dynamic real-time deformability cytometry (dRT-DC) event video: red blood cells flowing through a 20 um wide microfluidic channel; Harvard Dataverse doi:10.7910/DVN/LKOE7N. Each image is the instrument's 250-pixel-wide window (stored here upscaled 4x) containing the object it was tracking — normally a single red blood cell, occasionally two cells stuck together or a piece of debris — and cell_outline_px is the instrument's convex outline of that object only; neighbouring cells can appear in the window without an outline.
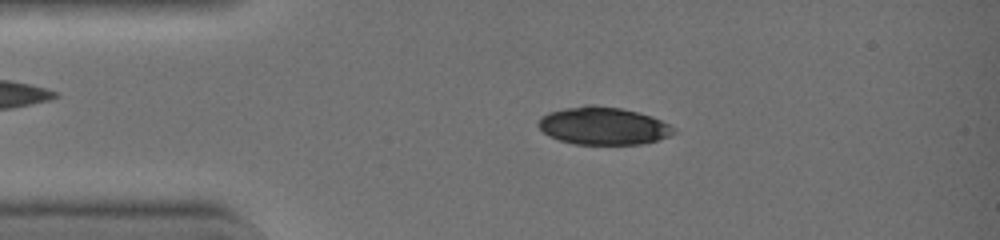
{"species": "common noctule bat (a hibernating species)", "species_latin": "Nyctalus noctula", "temperature_condition": "warm", "stored_images_in_passage": 42, "camera_frame_rate_fps": 3000, "um_per_image_px": 0.085, "animal": {"sex": "female", "body_mass_g": 19.0, "forearm_length_mm": 51.5}, "frame": {"image": 1, "passage_image": 9, "time_ms": 2.667, "image_size_px": [1000, 240], "cell_outline_px": [[676, 132], [668, 136], [644, 144], [572, 144], [548, 136], [536, 124], [544, 116], [552, 112], [568, 108], [620, 108], [636, 112], [660, 120], [668, 124]], "centroid_in_image_um": [51.28, 10.76], "position_along_channel_um": 33.7, "area_um2": 28.38}}
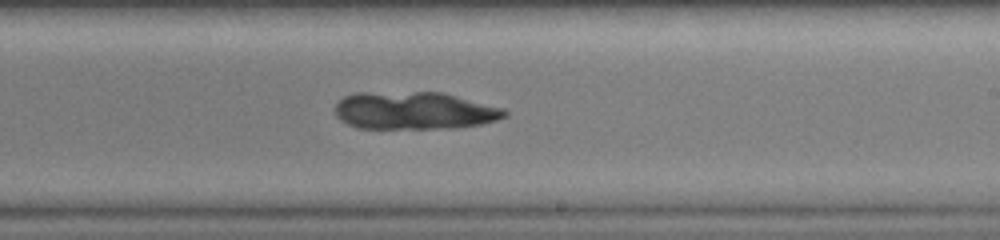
{"frame": {"image": 2, "passage_image": 26, "time_ms": 8.333, "image_size_px": [1000, 240], "cell_outline_px": [[508, 116], [496, 120], [480, 124], [456, 128], [356, 128], [340, 120], [336, 116], [336, 104], [344, 96], [356, 92], [444, 92], [504, 108], [508, 112]], "centroid_in_image_um": [35.23, 9.39], "position_along_channel_um": 253.8, "area_um2": 37.45}}
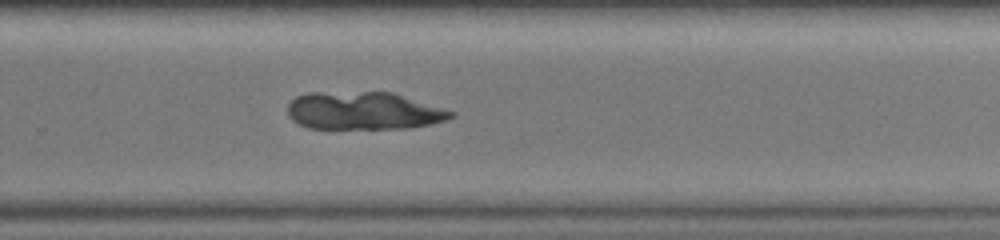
{"frame": {"image": 3, "passage_image": 29, "time_ms": 9.333, "image_size_px": [1000, 240], "cell_outline_px": [[456, 116], [432, 124], [412, 128], [308, 128], [292, 120], [288, 116], [288, 104], [296, 96], [308, 92], [392, 92], [456, 112]], "centroid_in_image_um": [30.91, 9.41], "position_along_channel_um": 298.9, "area_um2": 36.01}}